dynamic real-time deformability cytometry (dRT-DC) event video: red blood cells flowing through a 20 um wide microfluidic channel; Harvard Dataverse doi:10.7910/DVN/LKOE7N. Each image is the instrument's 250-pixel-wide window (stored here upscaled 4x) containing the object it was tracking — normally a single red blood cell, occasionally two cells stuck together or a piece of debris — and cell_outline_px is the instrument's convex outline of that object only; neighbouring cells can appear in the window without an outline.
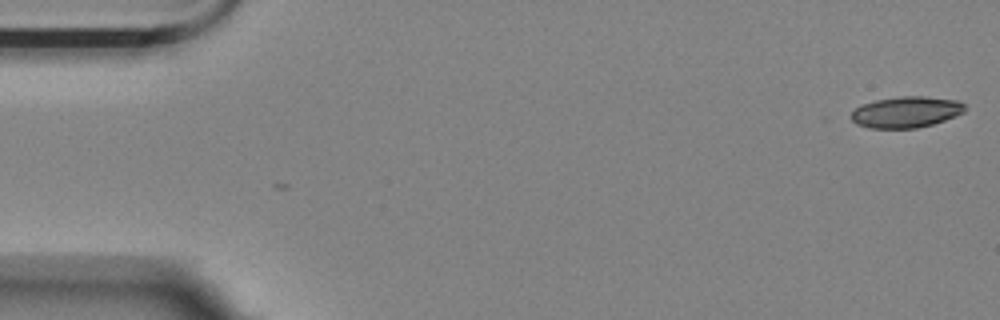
{"species": "Egyptian fruit bat (a non-hibernating species)", "species_latin": "Rousettus aegyptiacus", "temperature_condition": "room temperature", "stored_images_in_passage": 5, "camera_frame_rate_fps": 3000, "um_per_image_px": 0.085, "animal": {"sex": "female"}, "frame": {"image": 1, "passage_image": 1, "time_ms": 0.0, "image_size_px": [1000, 320], "cell_outline_px": [[964, 112], [956, 116], [932, 124], [916, 128], [868, 128], [856, 124], [852, 120], [852, 112], [860, 104], [876, 100], [900, 96], [924, 96], [956, 100], [964, 104]], "centroid_in_image_um": [77.0, 9.52], "position_along_channel_um": 8.0, "area_um2": 20.58}}